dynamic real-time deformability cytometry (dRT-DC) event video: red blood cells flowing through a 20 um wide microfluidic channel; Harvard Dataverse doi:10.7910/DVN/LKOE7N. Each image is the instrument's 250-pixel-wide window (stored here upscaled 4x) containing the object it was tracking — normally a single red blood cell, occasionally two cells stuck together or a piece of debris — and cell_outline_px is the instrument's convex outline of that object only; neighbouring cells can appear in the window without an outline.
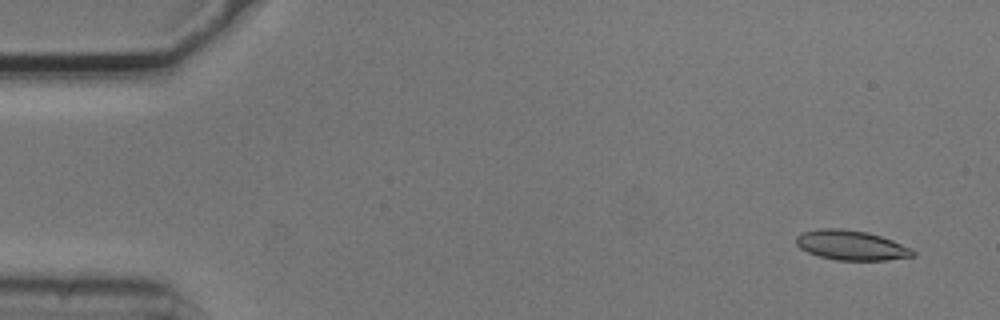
{"species": "common noctule bat (a hibernating species)", "species_latin": "Nyctalus noctula", "temperature_condition": "cold", "stored_images_in_passage": 7, "camera_frame_rate_fps": 3000, "um_per_image_px": 0.085, "animal": {"sex": "male", "body_mass_g": 20.5, "forearm_length_mm": 52.5}, "frame": {"image": 1, "passage_image": 1, "time_ms": 0.0, "image_size_px": [1000, 320], "cell_outline_px": [[916, 256], [888, 260], [836, 260], [820, 256], [808, 252], [800, 248], [796, 244], [796, 236], [800, 232], [820, 228], [844, 228], [868, 232], [892, 240], [912, 248], [916, 252]], "centroid_in_image_um": [72.36, 20.84], "position_along_channel_um": 12.6, "area_um2": 20.46}}
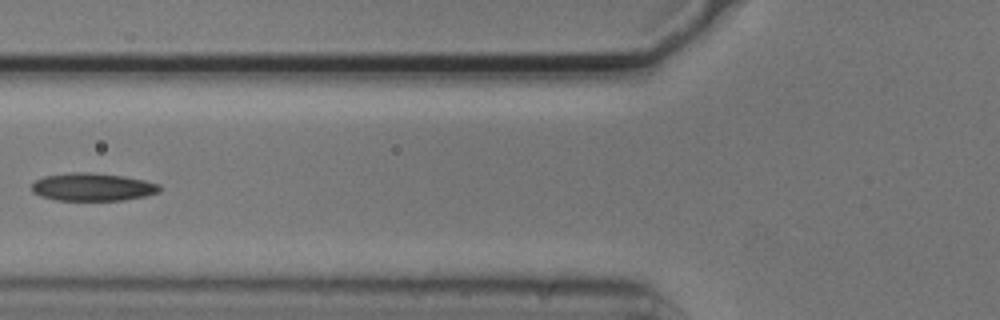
{"frame": {"image": 2, "passage_image": 6, "time_ms": 1.667, "image_size_px": [1000, 320], "cell_outline_px": [[160, 192], [144, 196], [124, 200], [56, 200], [40, 196], [32, 192], [32, 184], [36, 180], [44, 176], [72, 172], [92, 172], [124, 176], [144, 180], [160, 184]], "centroid_in_image_um": [7.87, 15.89], "position_along_channel_um": 117.9, "area_um2": 20.81}}